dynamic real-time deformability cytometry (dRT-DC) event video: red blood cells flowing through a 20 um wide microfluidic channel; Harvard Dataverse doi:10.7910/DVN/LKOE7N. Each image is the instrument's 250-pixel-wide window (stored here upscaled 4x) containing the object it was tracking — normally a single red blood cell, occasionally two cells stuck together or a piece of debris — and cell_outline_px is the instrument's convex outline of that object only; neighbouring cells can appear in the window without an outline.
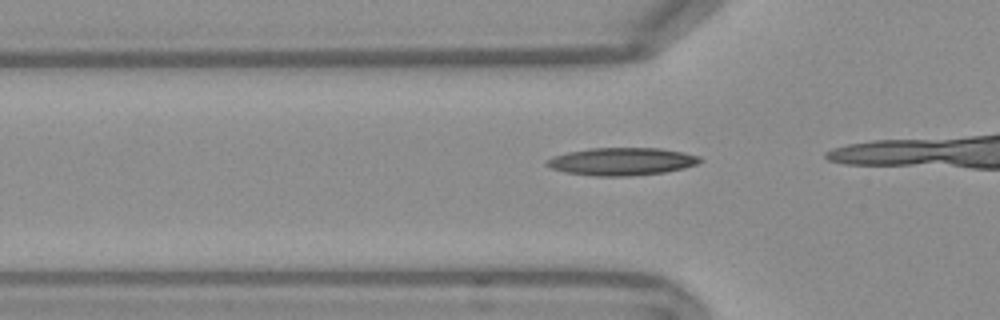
{"species": "Egyptian fruit bat (a non-hibernating species)", "species_latin": "Rousettus aegyptiacus", "temperature_condition": "warm", "stored_images_in_passage": 9, "camera_frame_rate_fps": 3000, "um_per_image_px": 0.085, "frame": {"image": 1, "passage_image": 6, "time_ms": 1.667, "image_size_px": [1000, 320], "cell_outline_px": [[704, 160], [696, 164], [684, 168], [664, 172], [628, 176], [596, 176], [564, 172], [552, 168], [544, 164], [544, 160], [568, 152], [588, 148], [660, 148], [684, 152], [700, 156]], "centroid_in_image_um": [52.86, 13.72], "position_along_channel_um": 72.9, "area_um2": 24.74}}